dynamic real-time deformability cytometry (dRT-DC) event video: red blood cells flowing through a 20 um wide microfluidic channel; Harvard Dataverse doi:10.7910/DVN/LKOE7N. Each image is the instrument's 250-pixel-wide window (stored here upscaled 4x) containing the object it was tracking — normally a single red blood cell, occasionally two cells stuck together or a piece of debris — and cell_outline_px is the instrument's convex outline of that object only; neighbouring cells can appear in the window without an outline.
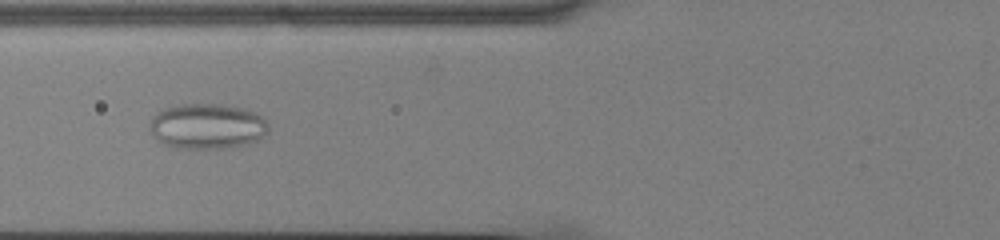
{"species": "common noctule bat (a hibernating species)", "species_latin": "Nyctalus noctula", "temperature_condition": "cold", "stored_images_in_passage": 34, "camera_frame_rate_fps": 3000, "um_per_image_px": 0.085, "animal": {"sex": "male", "body_mass_g": 13.0, "forearm_length_mm": 53.1}, "frame": {"image": 1, "passage_image": 7, "time_ms": 2.0, "image_size_px": [1000, 240], "cell_outline_px": [[268, 132], [256, 140], [244, 144], [224, 148], [172, 148], [156, 140], [152, 136], [148, 124], [152, 116], [156, 112], [164, 108], [184, 104], [224, 104], [248, 108], [256, 112], [268, 124]], "centroid_in_image_um": [17.56, 10.72], "position_along_channel_um": 108.2, "area_um2": 31.73}}
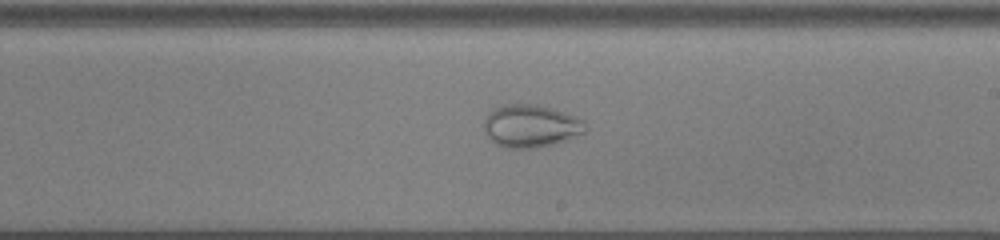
{"frame": {"image": 2, "passage_image": 18, "time_ms": 5.667, "image_size_px": [1000, 240], "cell_outline_px": [[588, 128], [584, 132], [568, 140], [536, 148], [504, 148], [496, 144], [484, 132], [484, 120], [488, 112], [492, 108], [504, 104], [536, 104], [552, 108], [576, 116], [584, 120]], "centroid_in_image_um": [45.12, 10.7], "position_along_channel_um": 243.9, "area_um2": 25.55}}
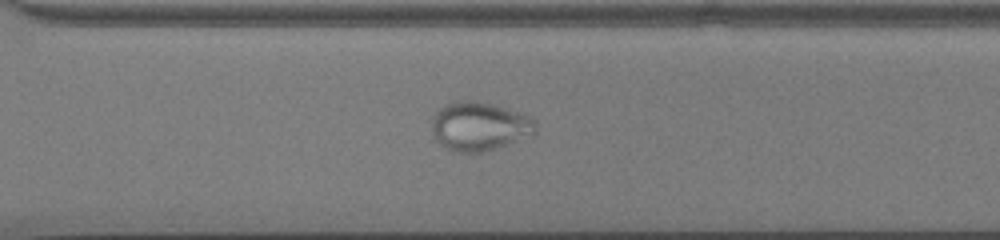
{"frame": {"image": 3, "passage_image": 25, "time_ms": 8.0, "image_size_px": [1000, 240], "cell_outline_px": [[536, 132], [532, 136], [484, 152], [452, 152], [444, 148], [436, 140], [432, 132], [432, 116], [444, 104], [456, 100], [476, 100], [492, 104], [528, 116], [536, 120]], "centroid_in_image_um": [40.72, 10.74], "position_along_channel_um": 329.9, "area_um2": 29.82}}